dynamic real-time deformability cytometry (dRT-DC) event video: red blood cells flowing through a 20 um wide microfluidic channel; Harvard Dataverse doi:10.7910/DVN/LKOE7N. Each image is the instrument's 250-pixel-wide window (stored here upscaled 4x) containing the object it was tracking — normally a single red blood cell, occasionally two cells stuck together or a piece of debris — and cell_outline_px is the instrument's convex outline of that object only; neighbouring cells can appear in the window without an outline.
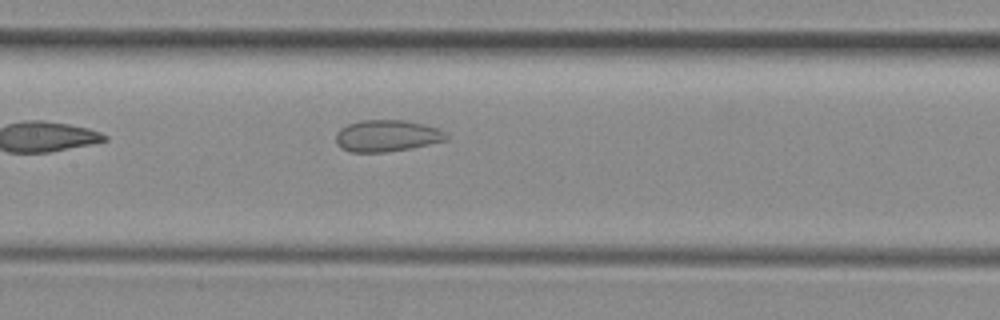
{"species": "common noctule bat (a hibernating species)", "species_latin": "Nyctalus noctula", "temperature_condition": "room temperature", "stored_images_in_passage": 4, "camera_frame_rate_fps": 3000, "um_per_image_px": 0.085, "animal": {"sex": "female", "body_mass_g": 29.2, "forearm_length_mm": 56.3}, "frame": {"image": 1, "passage_image": 4, "time_ms": 1.0, "image_size_px": [1000, 320], "cell_outline_px": [[448, 140], [412, 148], [384, 152], [348, 152], [340, 148], [336, 144], [336, 132], [340, 128], [348, 124], [360, 120], [404, 120], [424, 124], [440, 128], [448, 136]], "centroid_in_image_um": [32.88, 11.54], "position_along_channel_um": 174.5, "area_um2": 20.63}}